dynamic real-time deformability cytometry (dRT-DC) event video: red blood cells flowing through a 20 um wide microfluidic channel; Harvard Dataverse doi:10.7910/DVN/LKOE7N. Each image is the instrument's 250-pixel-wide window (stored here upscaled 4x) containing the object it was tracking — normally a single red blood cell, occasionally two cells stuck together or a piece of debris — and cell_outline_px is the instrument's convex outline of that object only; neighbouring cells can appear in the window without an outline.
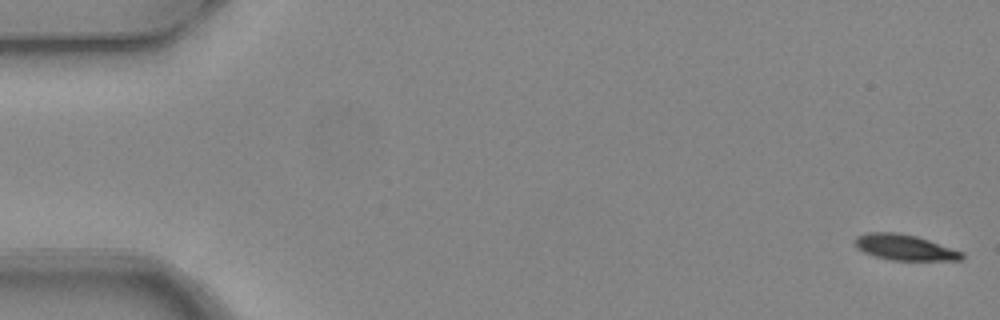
{"species": "common noctule bat (a hibernating species)", "species_latin": "Nyctalus noctula", "temperature_condition": "warm", "stored_images_in_passage": 6, "camera_frame_rate_fps": 3000, "um_per_image_px": 0.085, "animal": {"sex": "female", "body_mass_g": 24.6, "forearm_length_mm": 56.2}, "frame": {"image": 1, "passage_image": 1, "time_ms": 0.0, "image_size_px": [1000, 320], "cell_outline_px": [[964, 256], [960, 260], [892, 260], [876, 256], [864, 252], [856, 248], [856, 236], [868, 232], [896, 232], [916, 236], [964, 252]], "centroid_in_image_um": [76.9, 21.02], "position_along_channel_um": 8.1, "area_um2": 15.84}}
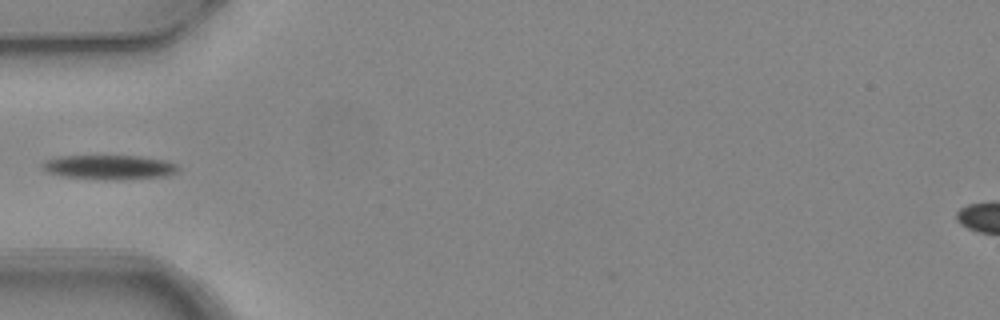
{"frame": {"image": 2, "passage_image": 5, "time_ms": 1.333, "image_size_px": [1000, 320], "cell_outline_px": [[180, 168], [176, 172], [168, 176], [116, 180], [104, 180], [60, 176], [48, 172], [40, 168], [40, 164], [44, 160], [60, 156], [140, 156], [168, 160], [176, 164]], "centroid_in_image_um": [9.28, 14.21], "position_along_channel_um": 75.7, "area_um2": 19.71}}
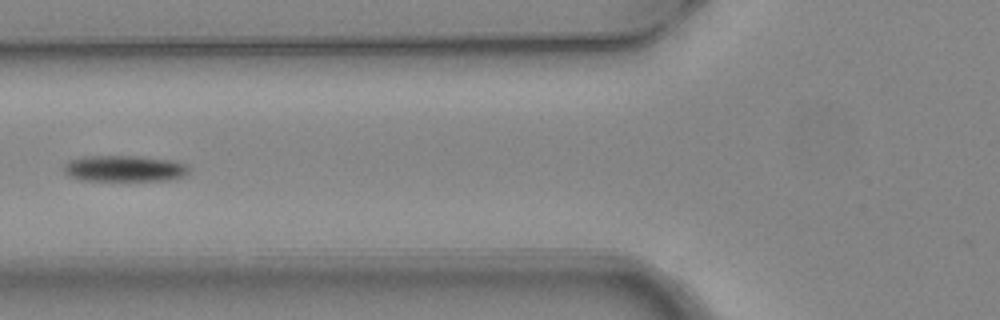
{"frame": {"image": 3, "passage_image": 6, "time_ms": 1.667, "image_size_px": [1000, 320], "cell_outline_px": [[188, 172], [184, 176], [168, 180], [80, 180], [68, 176], [64, 172], [64, 164], [68, 160], [84, 156], [140, 156], [172, 160], [188, 164]], "centroid_in_image_um": [10.56, 14.31], "position_along_channel_um": 115.2, "area_um2": 19.19}}